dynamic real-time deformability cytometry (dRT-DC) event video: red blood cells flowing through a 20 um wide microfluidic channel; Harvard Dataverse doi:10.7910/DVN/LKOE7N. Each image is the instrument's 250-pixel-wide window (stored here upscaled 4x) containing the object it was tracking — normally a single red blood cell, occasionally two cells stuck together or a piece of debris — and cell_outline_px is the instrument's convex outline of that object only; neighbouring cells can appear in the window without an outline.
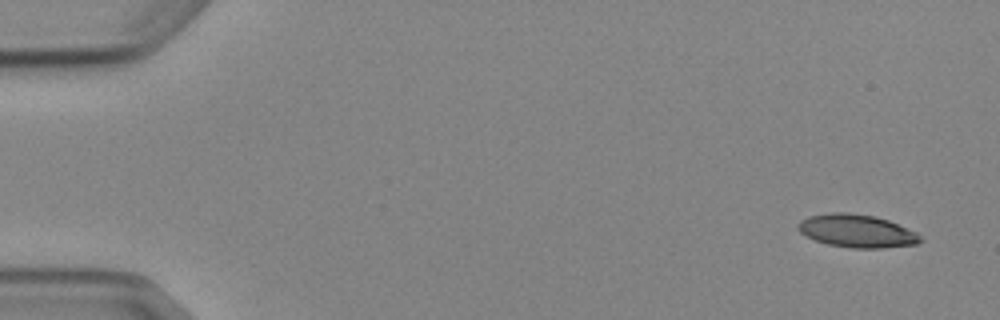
{"species": "Egyptian fruit bat (a non-hibernating species)", "species_latin": "Rousettus aegyptiacus", "temperature_condition": "cold", "stored_images_in_passage": 4, "camera_frame_rate_fps": 3000, "um_per_image_px": 0.085, "animal": {"sex": "female"}, "frame": {"image": 1, "passage_image": 1, "time_ms": 0.0, "image_size_px": [1000, 320], "cell_outline_px": [[924, 240], [916, 244], [884, 248], [852, 248], [828, 244], [816, 240], [800, 232], [796, 228], [796, 224], [800, 220], [808, 216], [832, 212], [844, 212], [876, 216], [888, 220], [916, 232]], "centroid_in_image_um": [72.82, 19.63], "position_along_channel_um": 12.2, "area_um2": 23.52}}
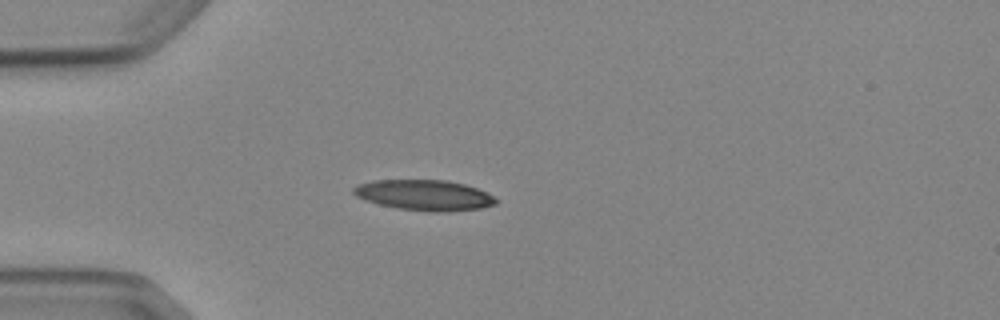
{"frame": {"image": 2, "passage_image": 4, "time_ms": 4.0, "image_size_px": [1000, 320], "cell_outline_px": [[500, 200], [496, 204], [480, 208], [440, 212], [428, 212], [396, 208], [380, 204], [356, 196], [352, 192], [352, 188], [356, 184], [372, 180], [448, 180], [464, 184], [488, 192]], "centroid_in_image_um": [36.08, 16.58], "position_along_channel_um": 48.9, "area_um2": 25.49}}